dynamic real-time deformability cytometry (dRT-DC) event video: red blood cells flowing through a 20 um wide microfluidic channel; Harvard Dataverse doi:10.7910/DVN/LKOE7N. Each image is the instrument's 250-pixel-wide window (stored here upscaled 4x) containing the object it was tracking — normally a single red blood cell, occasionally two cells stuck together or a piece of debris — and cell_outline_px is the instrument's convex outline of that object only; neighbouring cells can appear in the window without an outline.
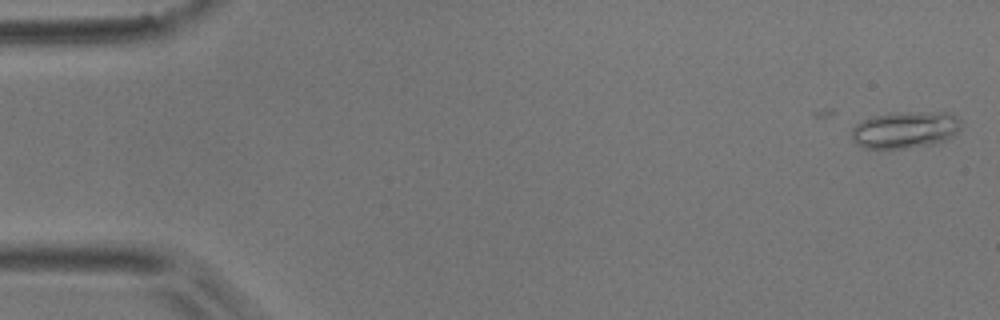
{"species": "common noctule bat (a hibernating species)", "species_latin": "Nyctalus noctula", "temperature_condition": "room temperature", "stored_images_in_passage": 2, "camera_frame_rate_fps": 3000, "um_per_image_px": 0.085, "animal": {"sex": "male", "body_mass_g": 17.9}, "frame": {"image": 1, "passage_image": 2, "time_ms": 0.333, "image_size_px": [1000, 320], "cell_outline_px": [[960, 128], [952, 136], [944, 140], [932, 144], [908, 148], [864, 148], [856, 144], [852, 140], [852, 128], [856, 124], [872, 116], [892, 112], [952, 112], [960, 120]], "centroid_in_image_um": [76.93, 11.02], "position_along_channel_um": 8.1, "area_um2": 23.58}}